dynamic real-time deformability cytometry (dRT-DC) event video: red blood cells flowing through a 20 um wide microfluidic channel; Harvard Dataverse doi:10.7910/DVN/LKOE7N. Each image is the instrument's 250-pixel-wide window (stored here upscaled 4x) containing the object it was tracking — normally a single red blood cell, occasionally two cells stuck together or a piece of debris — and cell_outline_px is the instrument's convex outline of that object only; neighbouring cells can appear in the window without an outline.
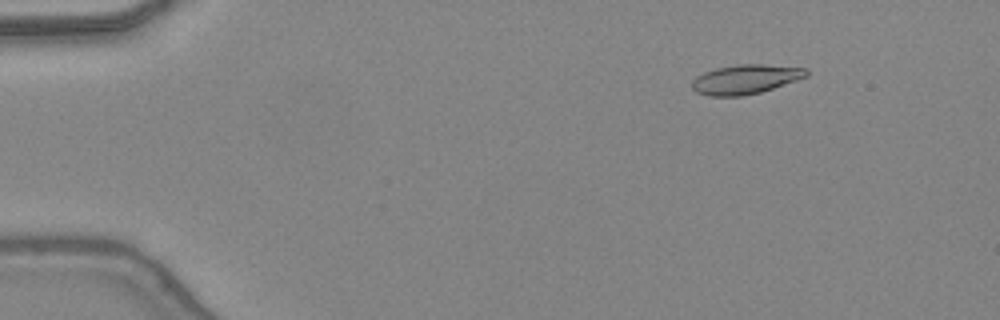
{"species": "common noctule bat (a hibernating species)", "species_latin": "Nyctalus noctula", "temperature_condition": "warm", "stored_images_in_passage": 14, "camera_frame_rate_fps": 3000, "um_per_image_px": 0.085, "animal": {"sex": "female", "body_mass_g": 24.6, "forearm_length_mm": 56.2}, "frame": {"image": 1, "passage_image": 7, "time_ms": 2.0, "image_size_px": [1000, 320], "cell_outline_px": [[808, 76], [760, 92], [740, 96], [708, 96], [696, 92], [692, 88], [692, 80], [696, 76], [704, 72], [716, 68], [736, 64], [764, 64], [808, 68]], "centroid_in_image_um": [63.35, 6.73], "position_along_channel_um": 21.7, "area_um2": 19.59}}